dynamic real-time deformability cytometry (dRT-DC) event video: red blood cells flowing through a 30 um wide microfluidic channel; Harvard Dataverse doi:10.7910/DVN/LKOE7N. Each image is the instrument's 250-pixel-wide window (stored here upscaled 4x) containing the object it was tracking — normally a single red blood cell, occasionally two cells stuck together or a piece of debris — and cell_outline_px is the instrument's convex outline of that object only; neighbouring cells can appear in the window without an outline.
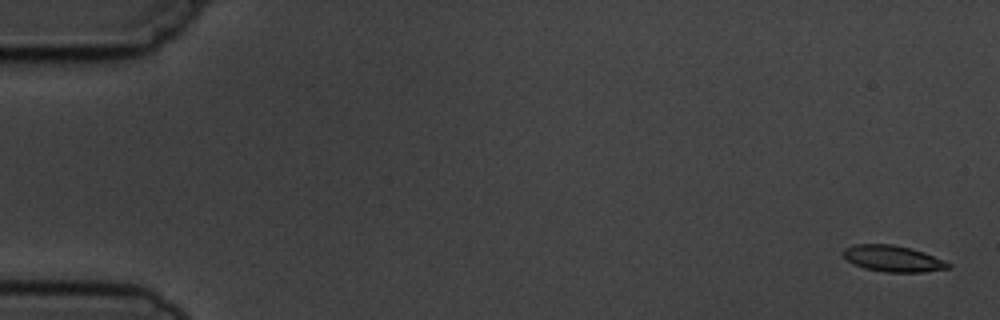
{"species": "common noctule bat (a hibernating species)", "species_latin": "Nyctalus noctula", "temperature_condition": "cold", "stored_images_in_passage": 9, "camera_frame_rate_fps": 3000, "um_per_image_px": 0.085, "animal": {"sex": "male", "body_mass_g": 19.5, "forearm_length_mm": 54.6}, "frame": {"image": 1, "passage_image": 1, "time_ms": 0.0, "image_size_px": [1000, 320], "cell_outline_px": [[952, 268], [924, 272], [884, 272], [864, 268], [852, 264], [840, 252], [844, 248], [856, 244], [892, 244], [912, 248], [924, 252], [944, 260], [952, 264]], "centroid_in_image_um": [75.91, 21.98], "position_along_channel_um": 9.1, "area_um2": 16.3}}
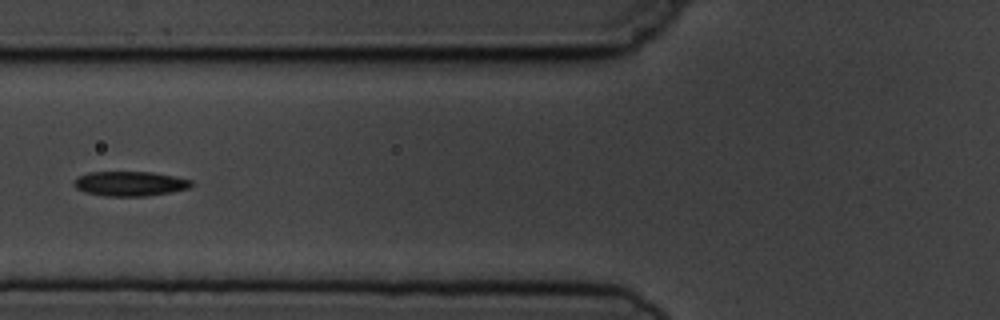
{"frame": {"image": 2, "passage_image": 6, "time_ms": 6.667, "image_size_px": [1000, 320], "cell_outline_px": [[196, 184], [188, 188], [172, 192], [144, 196], [104, 196], [84, 192], [76, 188], [72, 184], [76, 176], [88, 172], [152, 172], [176, 176], [192, 180]], "centroid_in_image_um": [11.04, 15.6], "position_along_channel_um": 114.8, "area_um2": 17.17}}
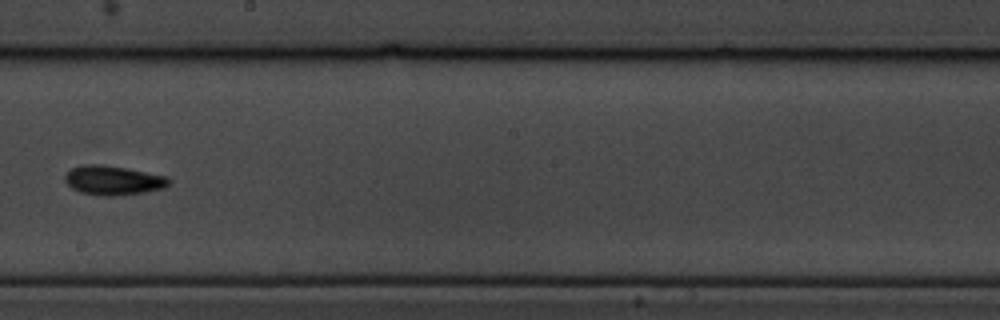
{"frame": {"image": 3, "passage_image": 9, "time_ms": 10.0, "image_size_px": [1000, 320], "cell_outline_px": [[172, 180], [164, 188], [144, 192], [112, 196], [100, 196], [80, 192], [72, 188], [64, 180], [64, 176], [72, 168], [84, 164], [100, 164], [128, 168], [168, 176]], "centroid_in_image_um": [9.63, 15.32], "position_along_channel_um": 238.6, "area_um2": 17.86}}